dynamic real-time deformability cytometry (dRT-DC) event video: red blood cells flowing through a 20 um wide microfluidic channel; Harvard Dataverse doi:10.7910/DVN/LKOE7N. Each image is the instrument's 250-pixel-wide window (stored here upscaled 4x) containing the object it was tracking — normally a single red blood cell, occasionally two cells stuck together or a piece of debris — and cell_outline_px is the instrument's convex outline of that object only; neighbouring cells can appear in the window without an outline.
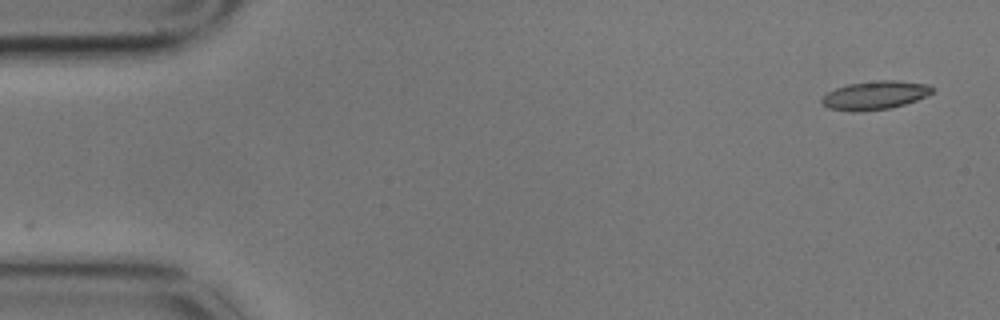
{"species": "common noctule bat (a hibernating species)", "species_latin": "Nyctalus noctula", "temperature_condition": "cold", "stored_images_in_passage": 2, "camera_frame_rate_fps": 3000, "um_per_image_px": 0.085, "animal": {"sex": "male", "body_mass_g": 17.9}, "frame": {"image": 1, "passage_image": 2, "time_ms": 0.333, "image_size_px": [1000, 320], "cell_outline_px": [[936, 88], [932, 92], [916, 100], [892, 108], [860, 112], [852, 112], [828, 108], [820, 104], [820, 100], [828, 92], [836, 88], [848, 84], [880, 80], [896, 80], [928, 84]], "centroid_in_image_um": [74.35, 8.11], "position_along_channel_um": 10.7, "area_um2": 18.5}}